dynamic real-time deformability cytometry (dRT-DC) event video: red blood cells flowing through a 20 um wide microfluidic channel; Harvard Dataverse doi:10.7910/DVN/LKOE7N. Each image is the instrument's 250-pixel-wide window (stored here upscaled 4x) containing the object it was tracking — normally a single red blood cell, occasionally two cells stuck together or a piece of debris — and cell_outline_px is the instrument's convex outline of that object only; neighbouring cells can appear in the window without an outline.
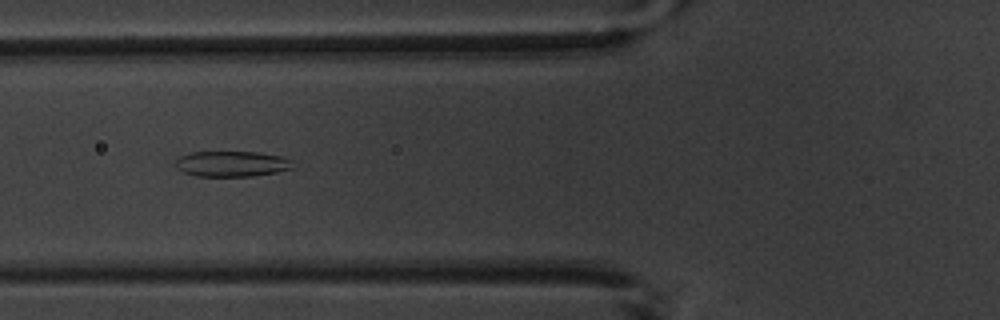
{"species": "common noctule bat (a hibernating species)", "species_latin": "Nyctalus noctula", "temperature_condition": "warm", "stored_images_in_passage": 9, "camera_frame_rate_fps": 3000, "um_per_image_px": 0.085, "animal": {"sex": "male", "body_mass_g": 20.1, "forearm_length_mm": 53.5}, "frame": {"image": 1, "passage_image": 6, "time_ms": 6.667, "image_size_px": [1000, 320], "cell_outline_px": [[296, 168], [276, 172], [252, 176], [196, 176], [184, 172], [176, 168], [176, 160], [180, 156], [192, 152], [260, 152], [280, 156], [292, 160]], "centroid_in_image_um": [19.74, 13.92], "position_along_channel_um": 106.1, "area_um2": 17.57}}
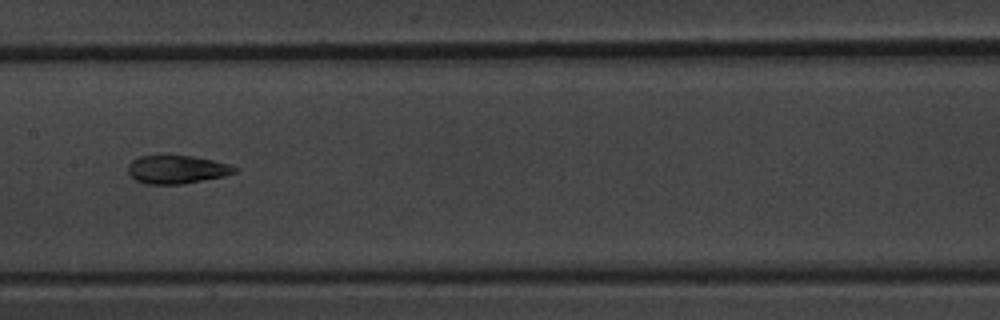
{"frame": {"image": 2, "passage_image": 8, "time_ms": 9.0, "image_size_px": [1000, 320], "cell_outline_px": [[240, 168], [236, 172], [224, 176], [180, 184], [144, 184], [136, 180], [128, 172], [128, 164], [132, 160], [140, 156], [192, 156], [212, 160], [228, 164]], "centroid_in_image_um": [15.03, 14.41], "position_along_channel_um": 192.4, "area_um2": 17.4}}
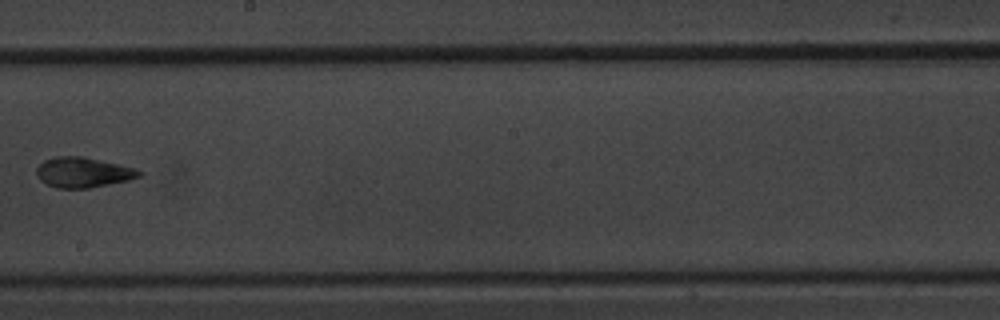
{"frame": {"image": 3, "passage_image": 9, "time_ms": 10.333, "image_size_px": [1000, 320], "cell_outline_px": [[144, 172], [140, 176], [128, 180], [88, 188], [56, 188], [40, 180], [36, 176], [36, 168], [44, 160], [56, 156], [80, 156], [120, 164]], "centroid_in_image_um": [7.03, 14.65], "position_along_channel_um": 241.2, "area_um2": 17.92}}